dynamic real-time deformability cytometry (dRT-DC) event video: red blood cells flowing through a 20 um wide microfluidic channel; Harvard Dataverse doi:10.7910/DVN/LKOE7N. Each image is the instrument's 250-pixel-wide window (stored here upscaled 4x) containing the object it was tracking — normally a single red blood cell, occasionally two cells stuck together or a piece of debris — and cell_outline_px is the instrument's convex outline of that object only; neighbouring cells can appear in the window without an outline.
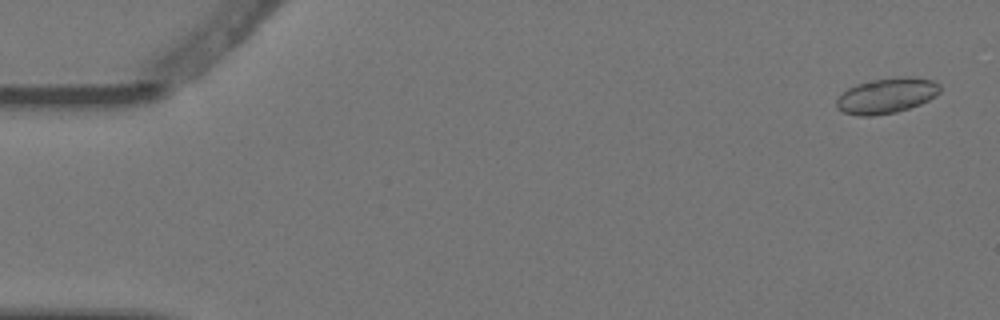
{"species": "Egyptian fruit bat (a non-hibernating species)", "species_latin": "Rousettus aegyptiacus", "temperature_condition": "warm", "stored_images_in_passage": 4, "camera_frame_rate_fps": 3000, "um_per_image_px": 0.085, "animal": {"sex": "female"}, "frame": {"image": 1, "passage_image": 1, "time_ms": 0.0, "image_size_px": [1000, 320], "cell_outline_px": [[940, 92], [936, 96], [920, 104], [896, 112], [872, 116], [856, 116], [844, 112], [836, 108], [836, 100], [848, 88], [856, 84], [892, 76], [912, 76], [936, 80], [940, 84]], "centroid_in_image_um": [75.39, 8.11], "position_along_channel_um": 9.6, "area_um2": 21.62}}